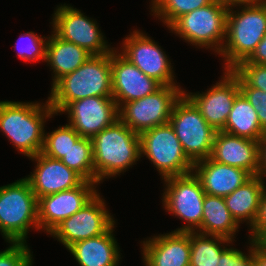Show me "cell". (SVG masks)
<instances>
[{"instance_id": "cell-22", "label": "cell", "mask_w": 266, "mask_h": 266, "mask_svg": "<svg viewBox=\"0 0 266 266\" xmlns=\"http://www.w3.org/2000/svg\"><path fill=\"white\" fill-rule=\"evenodd\" d=\"M114 227L102 235L78 241L67 250L80 266H118L121 253L113 235Z\"/></svg>"}, {"instance_id": "cell-40", "label": "cell", "mask_w": 266, "mask_h": 266, "mask_svg": "<svg viewBox=\"0 0 266 266\" xmlns=\"http://www.w3.org/2000/svg\"><path fill=\"white\" fill-rule=\"evenodd\" d=\"M253 242L261 251L266 252V230L263 231Z\"/></svg>"}, {"instance_id": "cell-2", "label": "cell", "mask_w": 266, "mask_h": 266, "mask_svg": "<svg viewBox=\"0 0 266 266\" xmlns=\"http://www.w3.org/2000/svg\"><path fill=\"white\" fill-rule=\"evenodd\" d=\"M236 6H240L241 11L233 10ZM265 34L266 2L264 0L229 5L226 38L219 54L224 57V70H231L238 63L247 60Z\"/></svg>"}, {"instance_id": "cell-20", "label": "cell", "mask_w": 266, "mask_h": 266, "mask_svg": "<svg viewBox=\"0 0 266 266\" xmlns=\"http://www.w3.org/2000/svg\"><path fill=\"white\" fill-rule=\"evenodd\" d=\"M145 266H189L190 232H174L149 237L141 245Z\"/></svg>"}, {"instance_id": "cell-31", "label": "cell", "mask_w": 266, "mask_h": 266, "mask_svg": "<svg viewBox=\"0 0 266 266\" xmlns=\"http://www.w3.org/2000/svg\"><path fill=\"white\" fill-rule=\"evenodd\" d=\"M231 71L238 78L239 87H253L266 92V65L238 63Z\"/></svg>"}, {"instance_id": "cell-12", "label": "cell", "mask_w": 266, "mask_h": 266, "mask_svg": "<svg viewBox=\"0 0 266 266\" xmlns=\"http://www.w3.org/2000/svg\"><path fill=\"white\" fill-rule=\"evenodd\" d=\"M51 24L58 37L85 48L92 55H105L115 49L104 40L96 20L68 4L57 6Z\"/></svg>"}, {"instance_id": "cell-38", "label": "cell", "mask_w": 266, "mask_h": 266, "mask_svg": "<svg viewBox=\"0 0 266 266\" xmlns=\"http://www.w3.org/2000/svg\"><path fill=\"white\" fill-rule=\"evenodd\" d=\"M258 175L262 178H264L263 175L266 177V132L260 140V169Z\"/></svg>"}, {"instance_id": "cell-33", "label": "cell", "mask_w": 266, "mask_h": 266, "mask_svg": "<svg viewBox=\"0 0 266 266\" xmlns=\"http://www.w3.org/2000/svg\"><path fill=\"white\" fill-rule=\"evenodd\" d=\"M9 247L0 252V266H32L33 255L27 243H9Z\"/></svg>"}, {"instance_id": "cell-5", "label": "cell", "mask_w": 266, "mask_h": 266, "mask_svg": "<svg viewBox=\"0 0 266 266\" xmlns=\"http://www.w3.org/2000/svg\"><path fill=\"white\" fill-rule=\"evenodd\" d=\"M39 229L38 198L26 178L0 187V232L8 243H26Z\"/></svg>"}, {"instance_id": "cell-25", "label": "cell", "mask_w": 266, "mask_h": 266, "mask_svg": "<svg viewBox=\"0 0 266 266\" xmlns=\"http://www.w3.org/2000/svg\"><path fill=\"white\" fill-rule=\"evenodd\" d=\"M239 224L232 217L224 197L206 194L203 201L201 226L196 230L205 235H218L235 241Z\"/></svg>"}, {"instance_id": "cell-18", "label": "cell", "mask_w": 266, "mask_h": 266, "mask_svg": "<svg viewBox=\"0 0 266 266\" xmlns=\"http://www.w3.org/2000/svg\"><path fill=\"white\" fill-rule=\"evenodd\" d=\"M37 165L30 175L25 177L39 199L40 197L70 190L80 186L85 179L61 160L47 157L41 152L29 157Z\"/></svg>"}, {"instance_id": "cell-17", "label": "cell", "mask_w": 266, "mask_h": 266, "mask_svg": "<svg viewBox=\"0 0 266 266\" xmlns=\"http://www.w3.org/2000/svg\"><path fill=\"white\" fill-rule=\"evenodd\" d=\"M111 82L112 97L118 108L123 103L150 95L162 86L115 49L111 52Z\"/></svg>"}, {"instance_id": "cell-1", "label": "cell", "mask_w": 266, "mask_h": 266, "mask_svg": "<svg viewBox=\"0 0 266 266\" xmlns=\"http://www.w3.org/2000/svg\"><path fill=\"white\" fill-rule=\"evenodd\" d=\"M54 114L49 100L39 102L0 101V130L16 150L27 157L42 151L46 119Z\"/></svg>"}, {"instance_id": "cell-36", "label": "cell", "mask_w": 266, "mask_h": 266, "mask_svg": "<svg viewBox=\"0 0 266 266\" xmlns=\"http://www.w3.org/2000/svg\"><path fill=\"white\" fill-rule=\"evenodd\" d=\"M249 230V232H251V234H249V237H251L248 239H251L252 241H254L263 231L266 230V190L261 198L259 214L256 222Z\"/></svg>"}, {"instance_id": "cell-26", "label": "cell", "mask_w": 266, "mask_h": 266, "mask_svg": "<svg viewBox=\"0 0 266 266\" xmlns=\"http://www.w3.org/2000/svg\"><path fill=\"white\" fill-rule=\"evenodd\" d=\"M222 131L259 142L265 134L260 126L256 110L241 92L233 102Z\"/></svg>"}, {"instance_id": "cell-7", "label": "cell", "mask_w": 266, "mask_h": 266, "mask_svg": "<svg viewBox=\"0 0 266 266\" xmlns=\"http://www.w3.org/2000/svg\"><path fill=\"white\" fill-rule=\"evenodd\" d=\"M169 123L193 164L210 157L217 131L184 93L174 104Z\"/></svg>"}, {"instance_id": "cell-10", "label": "cell", "mask_w": 266, "mask_h": 266, "mask_svg": "<svg viewBox=\"0 0 266 266\" xmlns=\"http://www.w3.org/2000/svg\"><path fill=\"white\" fill-rule=\"evenodd\" d=\"M183 93L180 85L161 86L150 95L123 103L118 108L119 119L138 134L166 124L170 121L174 104Z\"/></svg>"}, {"instance_id": "cell-14", "label": "cell", "mask_w": 266, "mask_h": 266, "mask_svg": "<svg viewBox=\"0 0 266 266\" xmlns=\"http://www.w3.org/2000/svg\"><path fill=\"white\" fill-rule=\"evenodd\" d=\"M60 113H67L68 124L86 138L94 137L119 119L113 97L91 96L72 101Z\"/></svg>"}, {"instance_id": "cell-34", "label": "cell", "mask_w": 266, "mask_h": 266, "mask_svg": "<svg viewBox=\"0 0 266 266\" xmlns=\"http://www.w3.org/2000/svg\"><path fill=\"white\" fill-rule=\"evenodd\" d=\"M248 255L240 249L227 247L220 255L216 266H255L254 242L250 239Z\"/></svg>"}, {"instance_id": "cell-3", "label": "cell", "mask_w": 266, "mask_h": 266, "mask_svg": "<svg viewBox=\"0 0 266 266\" xmlns=\"http://www.w3.org/2000/svg\"><path fill=\"white\" fill-rule=\"evenodd\" d=\"M91 96L112 97L111 53L92 55L64 75L52 86L48 100L58 115L70 102Z\"/></svg>"}, {"instance_id": "cell-16", "label": "cell", "mask_w": 266, "mask_h": 266, "mask_svg": "<svg viewBox=\"0 0 266 266\" xmlns=\"http://www.w3.org/2000/svg\"><path fill=\"white\" fill-rule=\"evenodd\" d=\"M97 183L85 180L80 186L38 199L39 229L50 233L64 219L72 216L97 193Z\"/></svg>"}, {"instance_id": "cell-15", "label": "cell", "mask_w": 266, "mask_h": 266, "mask_svg": "<svg viewBox=\"0 0 266 266\" xmlns=\"http://www.w3.org/2000/svg\"><path fill=\"white\" fill-rule=\"evenodd\" d=\"M221 80L206 92L184 94L195 104L206 122L215 130L222 131L232 109L236 96L240 93L238 78L231 70H225Z\"/></svg>"}, {"instance_id": "cell-13", "label": "cell", "mask_w": 266, "mask_h": 266, "mask_svg": "<svg viewBox=\"0 0 266 266\" xmlns=\"http://www.w3.org/2000/svg\"><path fill=\"white\" fill-rule=\"evenodd\" d=\"M120 53L146 76L162 86L177 85L171 61L161 47L147 34L134 30L122 42Z\"/></svg>"}, {"instance_id": "cell-4", "label": "cell", "mask_w": 266, "mask_h": 266, "mask_svg": "<svg viewBox=\"0 0 266 266\" xmlns=\"http://www.w3.org/2000/svg\"><path fill=\"white\" fill-rule=\"evenodd\" d=\"M95 183L115 177L132 167L140 157V137L120 119L91 138Z\"/></svg>"}, {"instance_id": "cell-19", "label": "cell", "mask_w": 266, "mask_h": 266, "mask_svg": "<svg viewBox=\"0 0 266 266\" xmlns=\"http://www.w3.org/2000/svg\"><path fill=\"white\" fill-rule=\"evenodd\" d=\"M210 158L257 176L260 169V142L217 131Z\"/></svg>"}, {"instance_id": "cell-27", "label": "cell", "mask_w": 266, "mask_h": 266, "mask_svg": "<svg viewBox=\"0 0 266 266\" xmlns=\"http://www.w3.org/2000/svg\"><path fill=\"white\" fill-rule=\"evenodd\" d=\"M233 242L228 238L218 235L190 232L191 256L189 266H216L220 255L227 248L225 246Z\"/></svg>"}, {"instance_id": "cell-35", "label": "cell", "mask_w": 266, "mask_h": 266, "mask_svg": "<svg viewBox=\"0 0 266 266\" xmlns=\"http://www.w3.org/2000/svg\"><path fill=\"white\" fill-rule=\"evenodd\" d=\"M240 92L256 110L260 126L266 132V92L253 87H240Z\"/></svg>"}, {"instance_id": "cell-39", "label": "cell", "mask_w": 266, "mask_h": 266, "mask_svg": "<svg viewBox=\"0 0 266 266\" xmlns=\"http://www.w3.org/2000/svg\"><path fill=\"white\" fill-rule=\"evenodd\" d=\"M254 259H255V266H266V252L261 251L255 244H254Z\"/></svg>"}, {"instance_id": "cell-28", "label": "cell", "mask_w": 266, "mask_h": 266, "mask_svg": "<svg viewBox=\"0 0 266 266\" xmlns=\"http://www.w3.org/2000/svg\"><path fill=\"white\" fill-rule=\"evenodd\" d=\"M60 160L85 180L95 183L91 138L80 137Z\"/></svg>"}, {"instance_id": "cell-29", "label": "cell", "mask_w": 266, "mask_h": 266, "mask_svg": "<svg viewBox=\"0 0 266 266\" xmlns=\"http://www.w3.org/2000/svg\"><path fill=\"white\" fill-rule=\"evenodd\" d=\"M214 0H151V12L166 27H170L179 17L204 7Z\"/></svg>"}, {"instance_id": "cell-37", "label": "cell", "mask_w": 266, "mask_h": 266, "mask_svg": "<svg viewBox=\"0 0 266 266\" xmlns=\"http://www.w3.org/2000/svg\"><path fill=\"white\" fill-rule=\"evenodd\" d=\"M240 63H255L260 65H266V34L263 39L258 43L255 51L245 61Z\"/></svg>"}, {"instance_id": "cell-30", "label": "cell", "mask_w": 266, "mask_h": 266, "mask_svg": "<svg viewBox=\"0 0 266 266\" xmlns=\"http://www.w3.org/2000/svg\"><path fill=\"white\" fill-rule=\"evenodd\" d=\"M80 137L78 132L69 124L59 126L50 133H44L41 153L47 157L60 160Z\"/></svg>"}, {"instance_id": "cell-32", "label": "cell", "mask_w": 266, "mask_h": 266, "mask_svg": "<svg viewBox=\"0 0 266 266\" xmlns=\"http://www.w3.org/2000/svg\"><path fill=\"white\" fill-rule=\"evenodd\" d=\"M24 41L26 44H21V41ZM48 37L45 38L39 37L34 32H26L25 34H21L18 41L16 42L17 48V56L21 58L23 61H46V44ZM19 43V44H18ZM19 47V48H18Z\"/></svg>"}, {"instance_id": "cell-6", "label": "cell", "mask_w": 266, "mask_h": 266, "mask_svg": "<svg viewBox=\"0 0 266 266\" xmlns=\"http://www.w3.org/2000/svg\"><path fill=\"white\" fill-rule=\"evenodd\" d=\"M228 8L224 2L214 0L182 15L168 29L185 42L212 49L219 55L226 38Z\"/></svg>"}, {"instance_id": "cell-8", "label": "cell", "mask_w": 266, "mask_h": 266, "mask_svg": "<svg viewBox=\"0 0 266 266\" xmlns=\"http://www.w3.org/2000/svg\"><path fill=\"white\" fill-rule=\"evenodd\" d=\"M140 137V157L143 155L157 168L162 179L193 172L194 164L184 153L173 126L168 122L143 131Z\"/></svg>"}, {"instance_id": "cell-11", "label": "cell", "mask_w": 266, "mask_h": 266, "mask_svg": "<svg viewBox=\"0 0 266 266\" xmlns=\"http://www.w3.org/2000/svg\"><path fill=\"white\" fill-rule=\"evenodd\" d=\"M104 201L98 192L79 211L58 224L49 235L68 249L78 241L106 233L116 221Z\"/></svg>"}, {"instance_id": "cell-24", "label": "cell", "mask_w": 266, "mask_h": 266, "mask_svg": "<svg viewBox=\"0 0 266 266\" xmlns=\"http://www.w3.org/2000/svg\"><path fill=\"white\" fill-rule=\"evenodd\" d=\"M52 33L51 36H48L46 44L45 62L53 70V86L64 75L75 71L85 63L92 54L83 47L63 40L53 31Z\"/></svg>"}, {"instance_id": "cell-41", "label": "cell", "mask_w": 266, "mask_h": 266, "mask_svg": "<svg viewBox=\"0 0 266 266\" xmlns=\"http://www.w3.org/2000/svg\"><path fill=\"white\" fill-rule=\"evenodd\" d=\"M224 2L226 5H233V4H243V3H253L261 0H217Z\"/></svg>"}, {"instance_id": "cell-21", "label": "cell", "mask_w": 266, "mask_h": 266, "mask_svg": "<svg viewBox=\"0 0 266 266\" xmlns=\"http://www.w3.org/2000/svg\"><path fill=\"white\" fill-rule=\"evenodd\" d=\"M193 173L206 194L218 197H226L253 177L246 170L218 163L210 157L194 163Z\"/></svg>"}, {"instance_id": "cell-9", "label": "cell", "mask_w": 266, "mask_h": 266, "mask_svg": "<svg viewBox=\"0 0 266 266\" xmlns=\"http://www.w3.org/2000/svg\"><path fill=\"white\" fill-rule=\"evenodd\" d=\"M166 188L161 199L163 207L170 214L182 219L186 224L174 232H196L201 226L203 201L206 195L195 174L171 176L162 179Z\"/></svg>"}, {"instance_id": "cell-23", "label": "cell", "mask_w": 266, "mask_h": 266, "mask_svg": "<svg viewBox=\"0 0 266 266\" xmlns=\"http://www.w3.org/2000/svg\"><path fill=\"white\" fill-rule=\"evenodd\" d=\"M263 180L259 175L253 176L234 192L224 197L227 208L239 225L244 221L251 229L255 224L261 198L266 190Z\"/></svg>"}]
</instances>
